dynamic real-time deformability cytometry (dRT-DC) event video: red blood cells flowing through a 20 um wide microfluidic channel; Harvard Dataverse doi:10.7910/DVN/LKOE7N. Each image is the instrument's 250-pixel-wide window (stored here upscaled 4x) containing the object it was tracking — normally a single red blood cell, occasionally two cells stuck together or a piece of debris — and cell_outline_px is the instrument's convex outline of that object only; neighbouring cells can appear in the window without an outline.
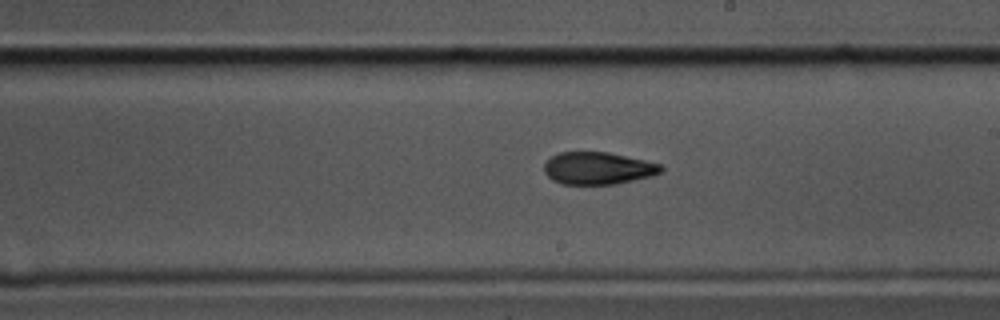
{"species": "common noctule bat (a hibernating species)", "species_latin": "Nyctalus noctula", "temperature_condition": "cold", "stored_images_in_passage": 33, "camera_frame_rate_fps": 3000, "um_per_image_px": 0.085, "animal": {"sex": "male", "body_mass_g": 17.5, "forearm_length_mm": 52.3}, "frame": {"image": 1, "passage_image": 19, "time_ms": 6.0, "image_size_px": [1000, 320], "cell_outline_px": [[664, 168], [660, 172], [652, 176], [616, 184], [560, 184], [552, 180], [544, 172], [544, 164], [552, 156], [560, 152], [608, 152], [644, 160], [660, 164]], "centroid_in_image_um": [50.81, 14.3], "position_along_channel_um": 238.2, "area_um2": 21.96}}
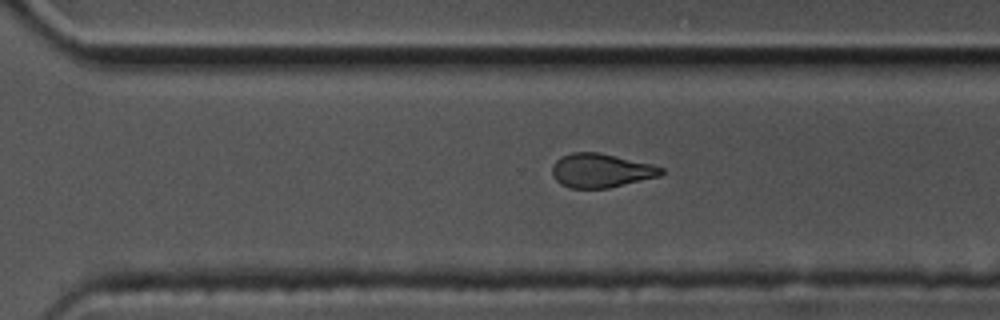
{"frame": {"image": 2, "passage_image": 26, "time_ms": 8.333, "image_size_px": [1000, 320], "cell_outline_px": [[664, 172], [660, 176], [608, 188], [572, 188], [560, 184], [552, 176], [552, 164], [560, 156], [572, 152], [596, 152], [652, 164], [664, 168]], "centroid_in_image_um": [51.05, 14.49], "position_along_channel_um": 319.5, "area_um2": 21.56}}
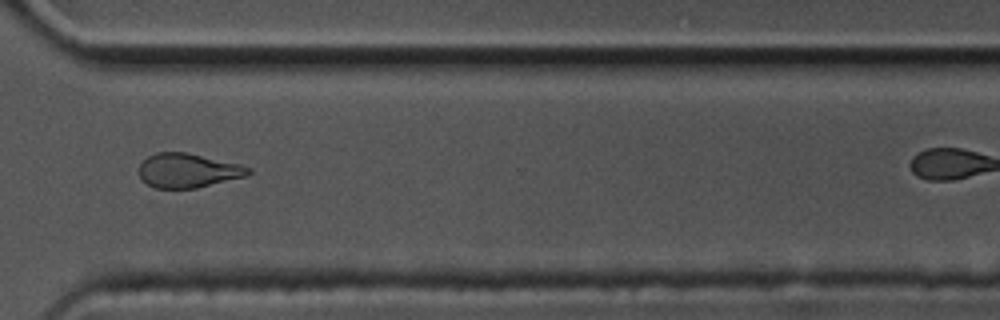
{"frame": {"image": 3, "passage_image": 29, "time_ms": 9.333, "image_size_px": [1000, 320], "cell_outline_px": [[252, 172], [248, 176], [196, 188], [156, 188], [140, 180], [140, 164], [148, 156], [156, 152], [188, 152], [240, 164], [252, 168]], "centroid_in_image_um": [16.01, 14.49], "position_along_channel_um": 354.6, "area_um2": 21.96}}